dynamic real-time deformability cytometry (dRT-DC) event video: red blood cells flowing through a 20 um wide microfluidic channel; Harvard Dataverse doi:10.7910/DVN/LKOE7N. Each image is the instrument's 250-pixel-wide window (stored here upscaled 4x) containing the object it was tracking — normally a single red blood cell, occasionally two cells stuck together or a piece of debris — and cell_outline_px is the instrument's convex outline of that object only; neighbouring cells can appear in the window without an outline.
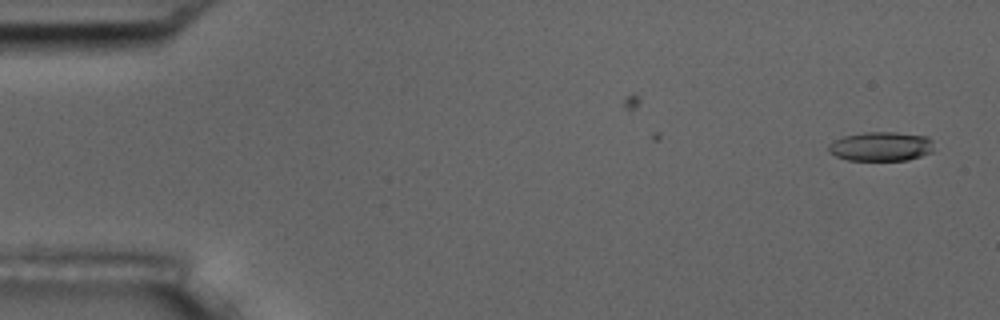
{"species": "common noctule bat (a hibernating species)", "species_latin": "Nyctalus noctula", "temperature_condition": "room temperature", "stored_images_in_passage": 2, "camera_frame_rate_fps": 3000, "um_per_image_px": 0.085, "animal": {"sex": "male", "body_mass_g": 17.5, "forearm_length_mm": 52.3}, "frame": {"image": 1, "passage_image": 2, "time_ms": 1.333, "image_size_px": [1000, 320], "cell_outline_px": [[932, 152], [908, 160], [848, 160], [836, 156], [828, 152], [828, 144], [844, 136], [864, 132], [896, 132], [928, 136], [932, 140]], "centroid_in_image_um": [74.88, 12.44], "position_along_channel_um": 10.1, "area_um2": 17.98}}